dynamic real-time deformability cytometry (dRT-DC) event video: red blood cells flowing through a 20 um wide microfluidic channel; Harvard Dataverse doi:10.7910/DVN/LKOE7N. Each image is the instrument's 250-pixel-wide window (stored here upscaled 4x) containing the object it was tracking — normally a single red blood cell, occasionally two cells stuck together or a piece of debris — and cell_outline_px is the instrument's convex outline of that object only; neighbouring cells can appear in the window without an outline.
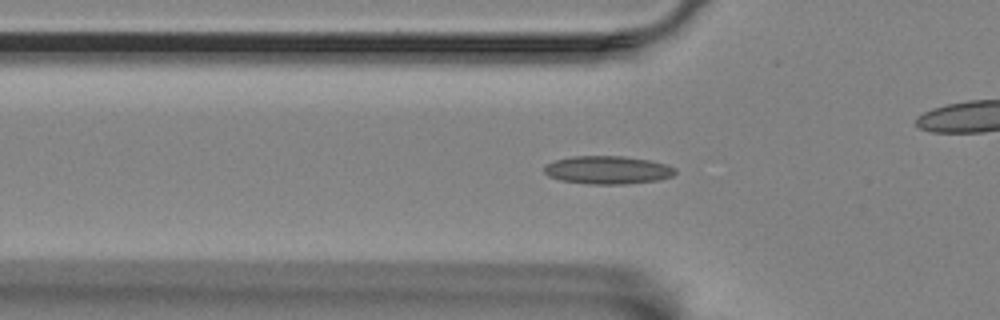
{"species": "Egyptian fruit bat (a non-hibernating species)", "species_latin": "Rousettus aegyptiacus", "temperature_condition": "room temperature", "stored_images_in_passage": 45, "camera_frame_rate_fps": 3000, "um_per_image_px": 0.085, "animal": {"sex": "female"}, "frame": {"image": 1, "passage_image": 5, "time_ms": 1.333, "image_size_px": [1000, 320], "cell_outline_px": [[676, 172], [672, 176], [656, 180], [624, 184], [588, 184], [560, 180], [548, 176], [544, 172], [544, 168], [548, 164], [556, 160], [572, 156], [624, 156], [652, 160], [676, 168]], "centroid_in_image_um": [51.65, 14.44], "position_along_channel_um": 74.1, "area_um2": 21.39}}
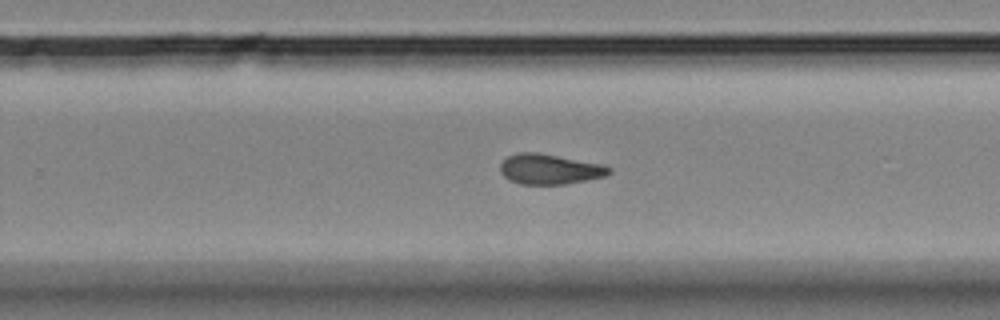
{"frame": {"image": 2, "passage_image": 23, "time_ms": 7.333, "image_size_px": [1000, 320], "cell_outline_px": [[612, 172], [604, 176], [588, 180], [564, 184], [520, 184], [508, 180], [500, 172], [500, 164], [508, 156], [520, 152], [536, 152], [604, 164], [612, 168]], "centroid_in_image_um": [46.73, 14.38], "position_along_channel_um": 283.1, "area_um2": 19.25}}
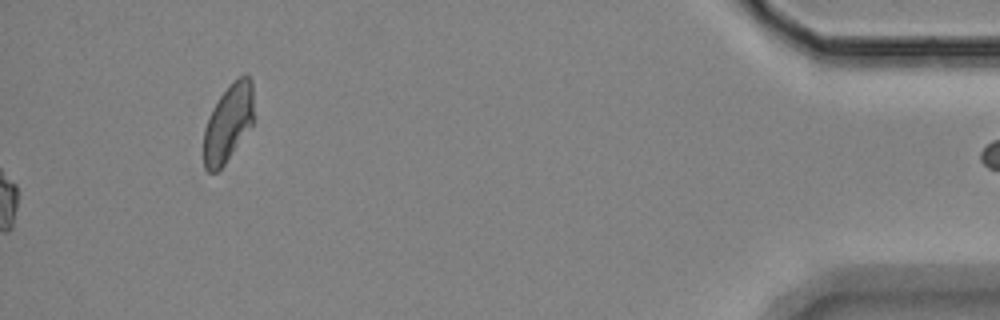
{"frame": {"image": 3, "passage_image": 45, "time_ms": 14.667, "image_size_px": [1000, 320], "cell_outline_px": [[252, 124], [224, 164], [216, 172], [208, 172], [204, 168], [204, 128], [212, 108], [220, 96], [232, 80], [244, 72], [252, 80]], "centroid_in_image_um": [19.38, 10.41], "position_along_channel_um": 415.8, "area_um2": 22.37}, "authors_computed_cell_mechanics": {"area_um2": 19.1318, "velocity_mm_per_s": 3.4633, "shape_relaxation_time_tau1_ms": 10.5925, "shape_relaxation_time_tau2_ms": 1.9784, "deformation_change_tau1": 0.2068, "deformation_change_tau2": 0.0912}}